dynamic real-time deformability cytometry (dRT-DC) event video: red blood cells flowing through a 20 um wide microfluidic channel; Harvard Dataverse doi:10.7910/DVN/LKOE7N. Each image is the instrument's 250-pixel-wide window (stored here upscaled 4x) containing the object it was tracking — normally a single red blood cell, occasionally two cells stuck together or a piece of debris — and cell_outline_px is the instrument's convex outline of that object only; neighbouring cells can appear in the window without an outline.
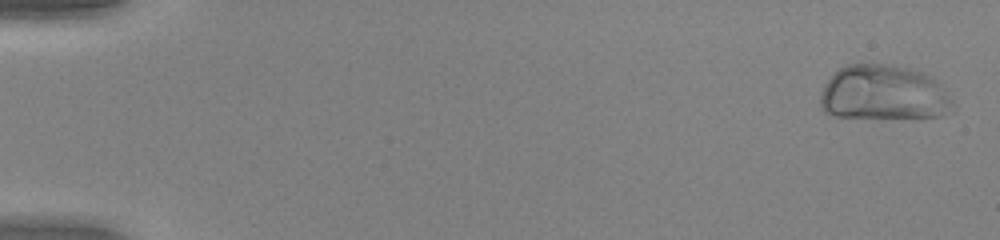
{"species": "human", "species_latin": "Homo sapiens", "temperature_condition": "warm", "stored_images_in_passage": 53, "camera_frame_rate_fps": 3000, "um_per_image_px": 0.085, "donor": {"sex": "female"}, "frame": {"image": 1, "passage_image": 2, "time_ms": 0.333, "image_size_px": [1000, 240], "cell_outline_px": [[956, 108], [952, 112], [944, 116], [920, 120], [912, 120], [828, 116], [820, 108], [820, 92], [824, 84], [840, 68], [848, 64], [884, 64], [908, 68], [924, 72], [936, 80], [956, 104]], "centroid_in_image_um": [75.16, 7.97], "position_along_channel_um": 9.8, "area_um2": 44.04}}
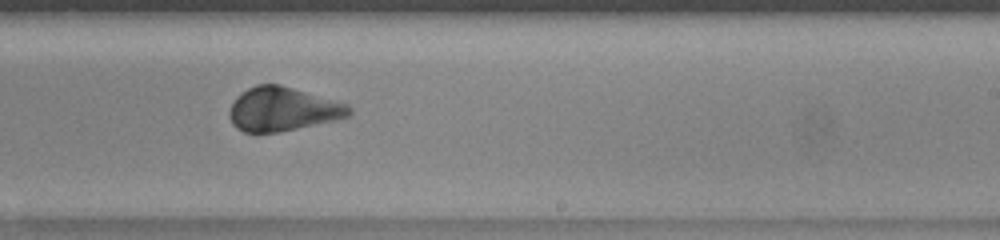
{"frame": {"image": 2, "passage_image": 34, "time_ms": 11.0, "image_size_px": [1000, 240], "cell_outline_px": [[352, 112], [348, 116], [336, 120], [280, 132], [244, 132], [236, 128], [232, 124], [228, 116], [228, 112], [236, 96], [248, 88], [256, 84], [276, 84], [292, 88], [348, 104], [352, 108]], "centroid_in_image_um": [24.0, 9.29], "position_along_channel_um": 265.0, "area_um2": 30.52}}
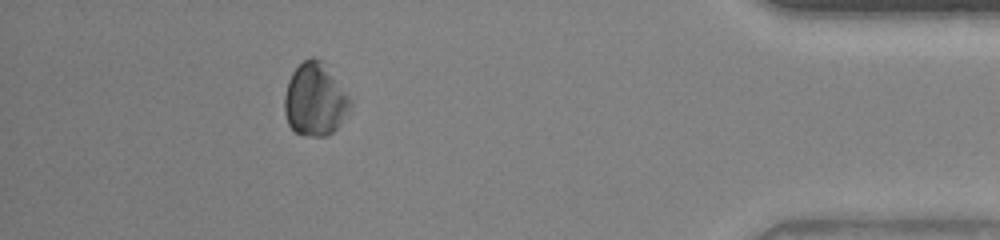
{"frame": {"image": 3, "passage_image": 48, "time_ms": 15.667, "image_size_px": [1000, 240], "cell_outline_px": [[352, 108], [348, 116], [328, 136], [308, 136], [296, 132], [288, 124], [284, 112], [284, 96], [288, 80], [292, 72], [304, 60], [312, 56], [324, 60], [348, 96], [352, 104]], "centroid_in_image_um": [26.79, 8.45], "position_along_channel_um": 408.4, "area_um2": 28.26}, "authors_computed_cell_mechanics": {"area_um2": 31.3854, "velocity_mm_per_s": 4.0024, "shape_relaxation_time_tau1_ms": 2.1452, "shape_relaxation_time_tau2_ms": null, "deformation_change_tau1": 0.1338, "deformation_change_tau2": null}}